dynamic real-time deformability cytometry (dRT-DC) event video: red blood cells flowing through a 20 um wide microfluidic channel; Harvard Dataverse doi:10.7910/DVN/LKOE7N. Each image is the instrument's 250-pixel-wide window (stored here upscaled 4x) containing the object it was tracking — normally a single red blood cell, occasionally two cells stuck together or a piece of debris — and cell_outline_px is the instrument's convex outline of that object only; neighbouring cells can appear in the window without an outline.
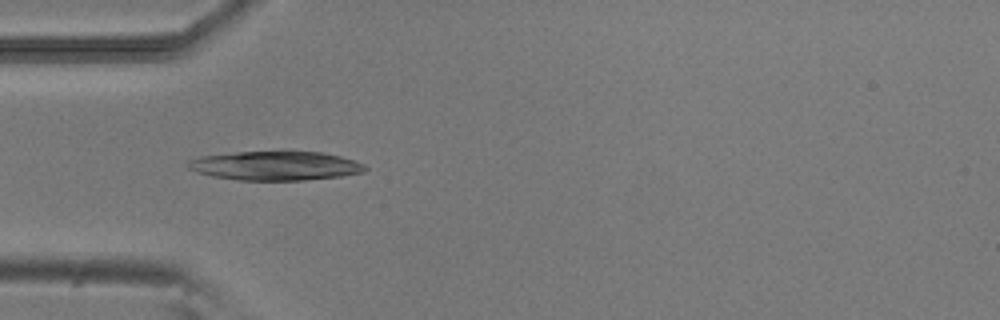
{"species": "common noctule bat (a hibernating species)", "species_latin": "Nyctalus noctula", "temperature_condition": "room temperature", "stored_images_in_passage": 39, "camera_frame_rate_fps": 3000, "um_per_image_px": 0.085, "animal": {"sex": "male", "body_mass_g": 20.5, "forearm_length_mm": 52.5}, "frame": {"image": 1, "passage_image": 3, "time_ms": 0.667, "image_size_px": [1000, 320], "cell_outline_px": [[368, 168], [364, 172], [340, 176], [304, 180], [240, 180], [212, 176], [188, 168], [184, 164], [188, 160], [204, 156], [236, 152], [324, 152], [340, 156], [364, 164]], "centroid_in_image_um": [23.42, 14.09], "position_along_channel_um": 61.6, "area_um2": 29.71}}
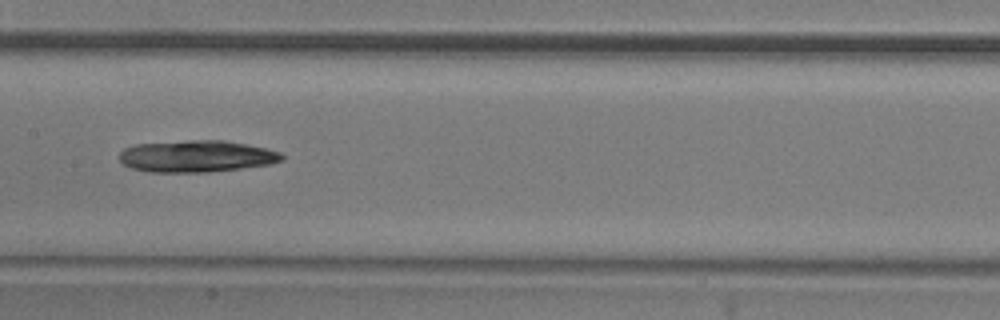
{"frame": {"image": 2, "passage_image": 13, "time_ms": 4.0, "image_size_px": [1000, 320], "cell_outline_px": [[284, 160], [268, 164], [240, 168], [208, 172], [148, 172], [132, 168], [124, 164], [120, 160], [120, 152], [124, 148], [136, 144], [188, 140], [224, 140], [264, 148], [280, 152], [284, 156]], "centroid_in_image_um": [16.68, 13.28], "position_along_channel_um": 190.7, "area_um2": 29.94}}
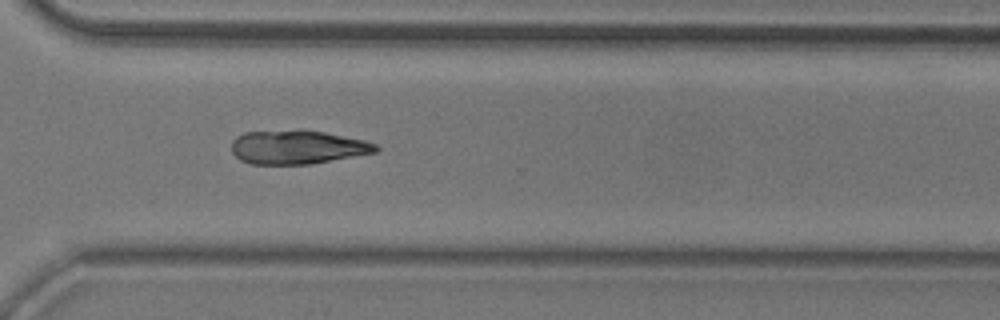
{"frame": {"image": 3, "passage_image": 25, "time_ms": 8.0, "image_size_px": [1000, 320], "cell_outline_px": [[380, 148], [376, 152], [308, 164], [252, 164], [240, 160], [232, 152], [232, 140], [236, 136], [244, 132], [324, 132], [364, 140], [376, 144]], "centroid_in_image_um": [25.26, 12.54], "position_along_channel_um": 345.3, "area_um2": 27.51}}